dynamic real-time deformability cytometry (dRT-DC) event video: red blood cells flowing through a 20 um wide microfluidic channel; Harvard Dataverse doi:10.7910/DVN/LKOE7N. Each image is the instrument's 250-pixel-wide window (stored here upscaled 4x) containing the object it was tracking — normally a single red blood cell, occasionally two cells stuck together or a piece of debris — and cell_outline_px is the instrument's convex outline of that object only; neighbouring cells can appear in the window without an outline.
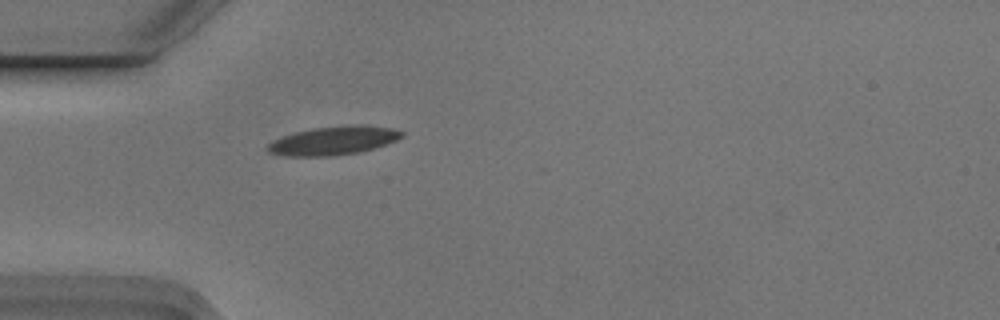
{"species": "Egyptian fruit bat (a non-hibernating species)", "species_latin": "Rousettus aegyptiacus", "temperature_condition": "cold", "stored_images_in_passage": 6, "camera_frame_rate_fps": 3000, "um_per_image_px": 0.085, "animal": {"sex": "male"}, "frame": {"image": 1, "passage_image": 6, "time_ms": 1.667, "image_size_px": [1000, 320], "cell_outline_px": [[404, 136], [396, 140], [360, 152], [336, 156], [284, 156], [268, 152], [268, 144], [272, 140], [296, 132], [312, 128], [352, 124], [364, 124], [392, 128], [404, 132]], "centroid_in_image_um": [28.36, 11.94], "position_along_channel_um": 56.6, "area_um2": 22.43}}